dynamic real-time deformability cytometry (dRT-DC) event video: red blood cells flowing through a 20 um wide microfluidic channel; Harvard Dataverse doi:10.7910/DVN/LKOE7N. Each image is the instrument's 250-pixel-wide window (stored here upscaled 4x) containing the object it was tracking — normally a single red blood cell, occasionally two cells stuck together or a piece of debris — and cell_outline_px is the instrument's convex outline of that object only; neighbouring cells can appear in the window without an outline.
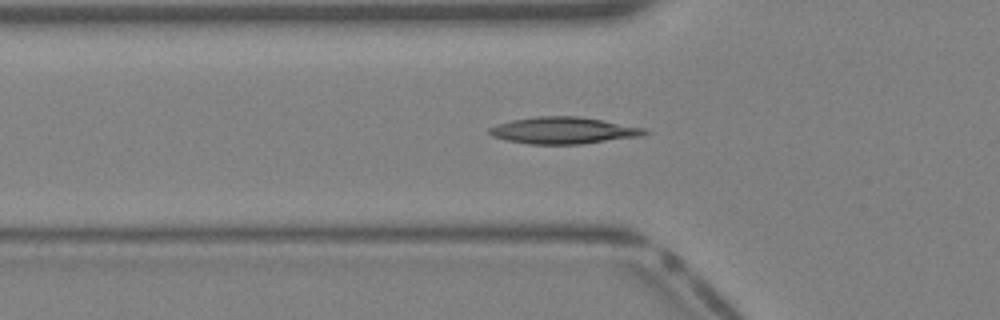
{"species": "Egyptian fruit bat (a non-hibernating species)", "species_latin": "Rousettus aegyptiacus", "temperature_condition": "warm", "stored_images_in_passage": 37, "camera_frame_rate_fps": 3000, "um_per_image_px": 0.085, "animal": {"sex": "female"}, "frame": {"image": 1, "passage_image": 14, "time_ms": 4.333, "image_size_px": [1000, 320], "cell_outline_px": [[648, 132], [640, 136], [580, 144], [528, 144], [508, 140], [492, 136], [488, 132], [488, 128], [496, 124], [512, 120], [536, 116], [580, 116], [604, 120], [644, 128]], "centroid_in_image_um": [47.85, 11.08], "position_along_channel_um": 77.9, "area_um2": 24.1}}
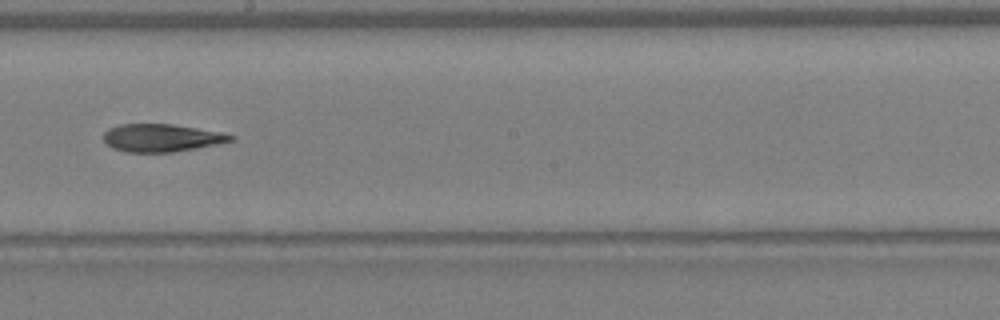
{"frame": {"image": 2, "passage_image": 23, "time_ms": 7.333, "image_size_px": [1000, 320], "cell_outline_px": [[236, 136], [232, 140], [216, 144], [196, 148], [172, 152], [128, 152], [112, 148], [104, 140], [104, 132], [108, 128], [120, 124], [172, 124], [220, 132]], "centroid_in_image_um": [13.7, 11.71], "position_along_channel_um": 234.5, "area_um2": 20.35}}
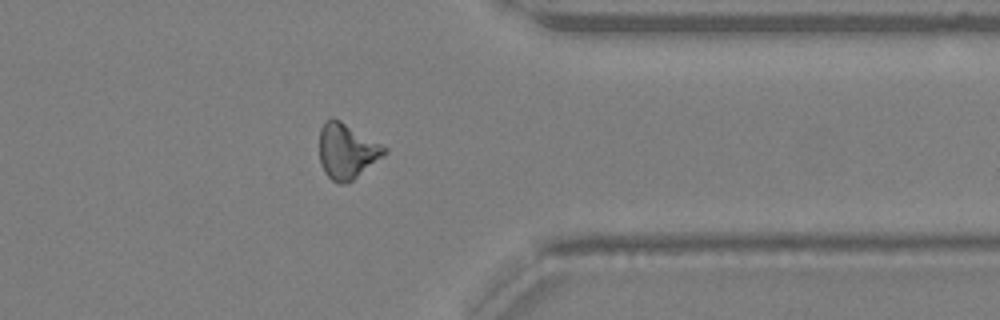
{"frame": {"image": 3, "passage_image": 32, "time_ms": 10.333, "image_size_px": [1000, 320], "cell_outline_px": [[388, 152], [348, 184], [336, 184], [324, 172], [320, 164], [320, 128], [324, 120], [340, 120], [388, 148]], "centroid_in_image_um": [29.48, 12.88], "position_along_channel_um": 381.9, "area_um2": 20.87}}